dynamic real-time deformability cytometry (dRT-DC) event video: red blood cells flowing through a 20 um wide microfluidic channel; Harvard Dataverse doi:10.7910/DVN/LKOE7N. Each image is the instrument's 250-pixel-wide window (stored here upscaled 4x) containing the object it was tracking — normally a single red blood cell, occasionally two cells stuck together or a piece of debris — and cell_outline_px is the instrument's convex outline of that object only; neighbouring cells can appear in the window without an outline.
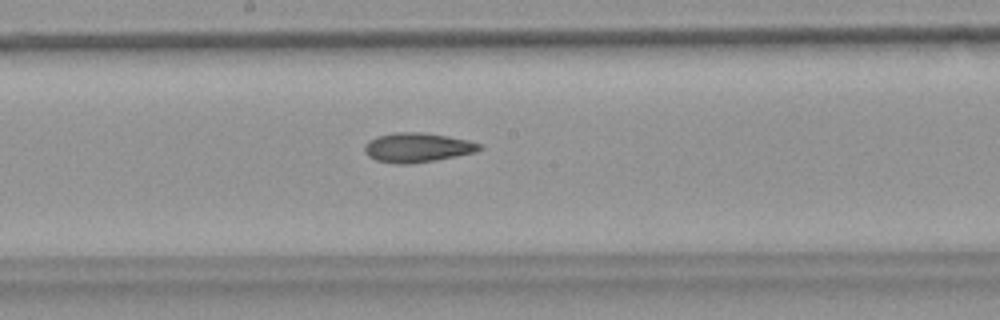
{"species": "common noctule bat (a hibernating species)", "species_latin": "Nyctalus noctula", "temperature_condition": "warm", "stored_images_in_passage": 37, "camera_frame_rate_fps": 3000, "um_per_image_px": 0.085, "animal": {"sex": "female", "body_mass_g": 18.4}, "frame": {"image": 1, "passage_image": 19, "time_ms": 6.0, "image_size_px": [1000, 320], "cell_outline_px": [[484, 148], [476, 152], [436, 160], [412, 164], [396, 164], [376, 160], [368, 156], [364, 152], [364, 144], [368, 140], [376, 136], [396, 132], [420, 132], [448, 136], [468, 140], [480, 144]], "centroid_in_image_um": [35.45, 12.54], "position_along_channel_um": 212.8, "area_um2": 19.88}}
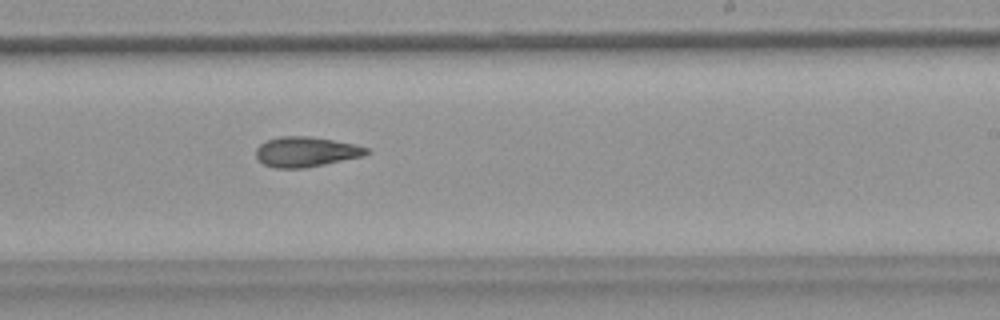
{"frame": {"image": 2, "passage_image": 23, "time_ms": 7.333, "image_size_px": [1000, 320], "cell_outline_px": [[368, 152], [364, 156], [304, 168], [272, 168], [264, 164], [256, 156], [256, 148], [260, 144], [268, 140], [280, 136], [308, 136], [332, 140], [352, 144], [368, 148]], "centroid_in_image_um": [25.97, 12.91], "position_along_channel_um": 263.0, "area_um2": 19.13}}
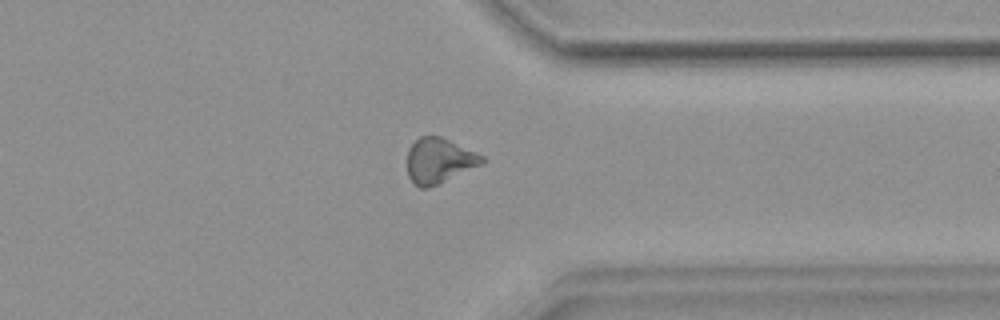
{"frame": {"image": 3, "passage_image": 32, "time_ms": 10.333, "image_size_px": [1000, 320], "cell_outline_px": [[484, 160], [480, 164], [436, 184], [424, 188], [420, 188], [408, 176], [408, 148], [420, 136], [440, 136], [484, 156]], "centroid_in_image_um": [37.28, 13.63], "position_along_channel_um": 374.1, "area_um2": 18.96}, "authors_computed_cell_mechanics": {"area_um2": 19.7098, "velocity_mm_per_s": 3.7861, "shape_relaxation_time_tau1_ms": null, "shape_relaxation_time_tau2_ms": 7.9737, "deformation_change_tau1": null, "deformation_change_tau2": 0.1895}}